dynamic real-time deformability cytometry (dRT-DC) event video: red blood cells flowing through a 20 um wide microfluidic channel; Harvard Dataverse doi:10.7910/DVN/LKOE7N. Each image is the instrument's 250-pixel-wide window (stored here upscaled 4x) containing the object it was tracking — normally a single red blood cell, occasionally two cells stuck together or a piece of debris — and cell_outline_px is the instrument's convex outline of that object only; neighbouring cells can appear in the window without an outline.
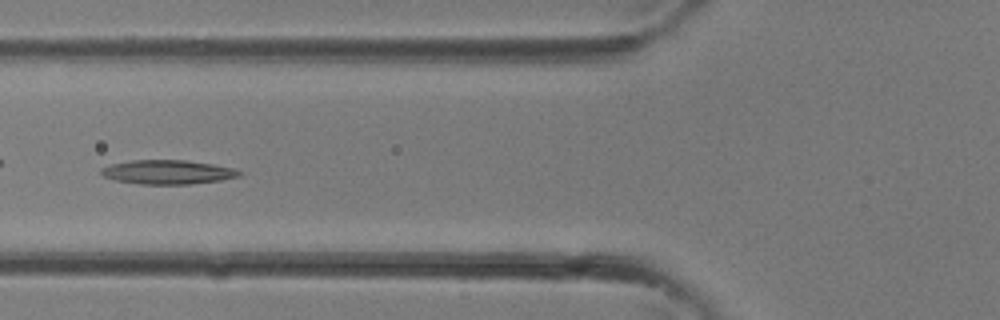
{"species": "common noctule bat (a hibernating species)", "species_latin": "Nyctalus noctula", "temperature_condition": "room temperature", "stored_images_in_passage": 34, "camera_frame_rate_fps": 3000, "um_per_image_px": 0.085, "animal": {"sex": "female"}, "frame": {"image": 1, "passage_image": 14, "time_ms": 4.333, "image_size_px": [1000, 320], "cell_outline_px": [[244, 172], [240, 176], [220, 180], [192, 184], [140, 184], [116, 180], [104, 176], [100, 172], [100, 168], [112, 164], [132, 160], [188, 160], [212, 164], [232, 168]], "centroid_in_image_um": [14.27, 14.62], "position_along_channel_um": 111.5, "area_um2": 19.36}}
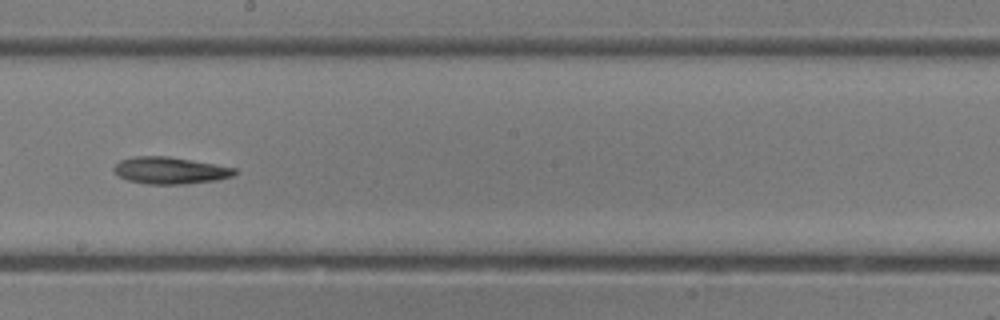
{"frame": {"image": 2, "passage_image": 20, "time_ms": 6.333, "image_size_px": [1000, 320], "cell_outline_px": [[240, 172], [232, 176], [216, 180], [184, 184], [148, 184], [128, 180], [120, 176], [112, 168], [120, 160], [132, 156], [168, 156], [192, 160], [236, 168]], "centroid_in_image_um": [14.48, 14.48], "position_along_channel_um": 233.7, "area_um2": 18.9}}
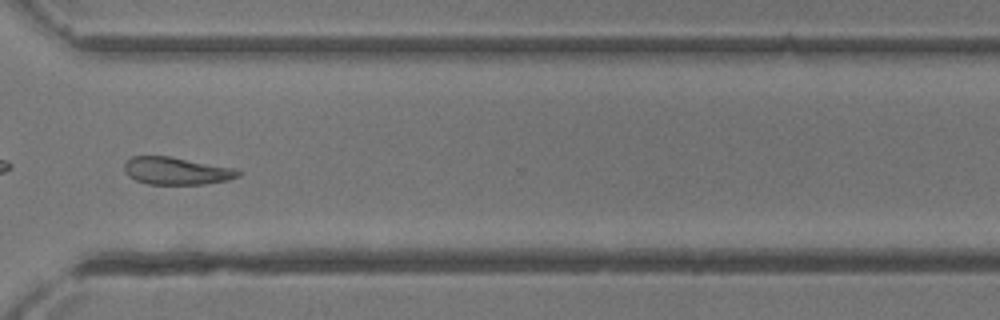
{"frame": {"image": 3, "passage_image": 26, "time_ms": 8.333, "image_size_px": [1000, 320], "cell_outline_px": [[240, 176], [228, 180], [204, 184], [148, 184], [136, 180], [128, 176], [124, 168], [124, 164], [132, 156], [168, 156], [236, 168], [240, 172]], "centroid_in_image_um": [15.01, 14.53], "position_along_channel_um": 355.6, "area_um2": 18.15}}